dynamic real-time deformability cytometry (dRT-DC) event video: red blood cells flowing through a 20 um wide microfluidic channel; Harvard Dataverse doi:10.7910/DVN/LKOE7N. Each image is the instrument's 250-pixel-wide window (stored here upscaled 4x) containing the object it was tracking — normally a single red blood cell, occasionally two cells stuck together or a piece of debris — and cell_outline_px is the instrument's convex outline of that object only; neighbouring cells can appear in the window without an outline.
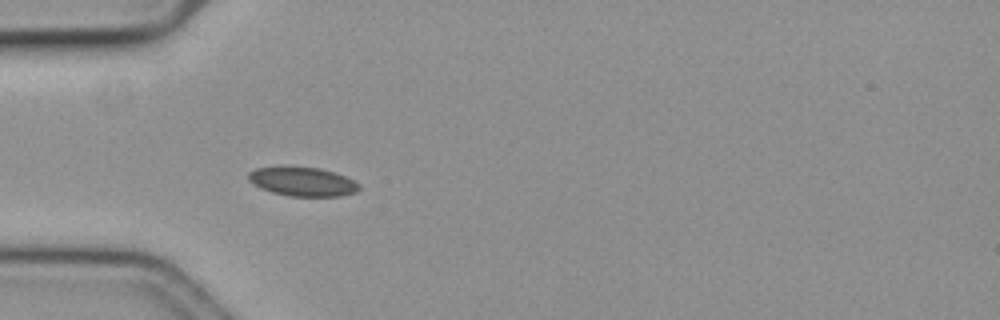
{"species": "common noctule bat (a hibernating species)", "species_latin": "Nyctalus noctula", "temperature_condition": "cold", "stored_images_in_passage": 41, "camera_frame_rate_fps": 3000, "um_per_image_px": 0.085, "animal": {"sex": "female", "body_mass_g": 19.3, "forearm_length_mm": 54.1}, "frame": {"image": 1, "passage_image": 1, "time_ms": 0.0, "image_size_px": [1000, 320], "cell_outline_px": [[360, 188], [356, 192], [340, 196], [292, 196], [272, 192], [260, 188], [248, 180], [248, 172], [256, 168], [284, 164], [320, 168], [344, 176], [360, 184]], "centroid_in_image_um": [25.66, 15.4], "position_along_channel_um": 59.3, "area_um2": 19.13}}
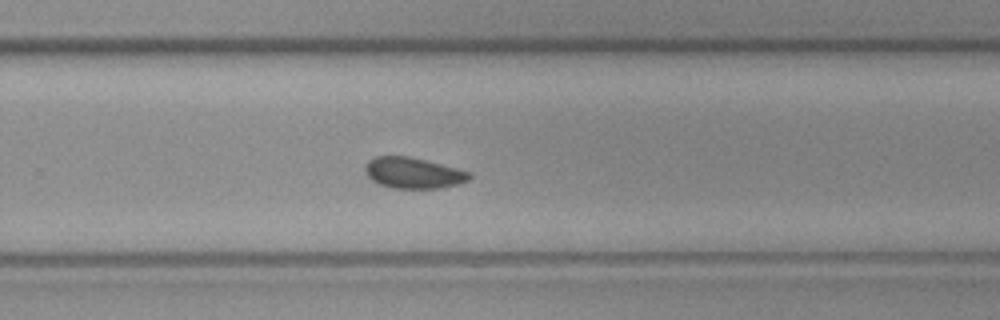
{"frame": {"image": 2, "passage_image": 21, "time_ms": 6.667, "image_size_px": [1000, 320], "cell_outline_px": [[472, 176], [468, 180], [456, 184], [440, 188], [392, 188], [380, 184], [372, 180], [364, 172], [364, 164], [368, 160], [376, 156], [408, 156], [472, 172]], "centroid_in_image_um": [35.09, 14.69], "position_along_channel_um": 294.7, "area_um2": 18.73}}
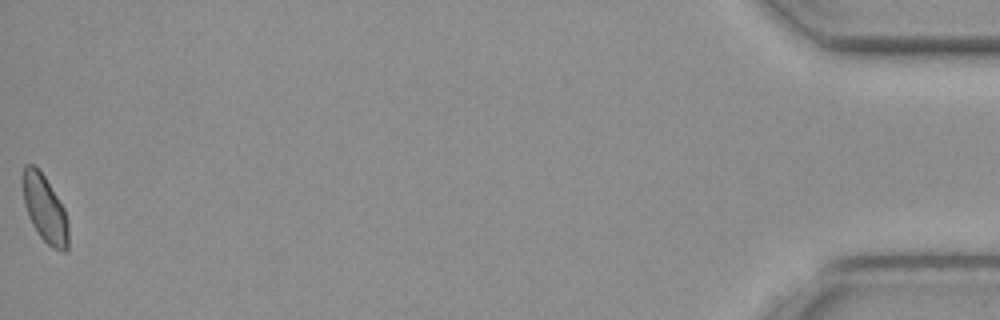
{"frame": {"image": 3, "passage_image": 41, "time_ms": 13.333, "image_size_px": [1000, 320], "cell_outline_px": [[68, 248], [64, 252], [52, 248], [40, 236], [32, 224], [28, 216], [24, 204], [20, 180], [20, 176], [24, 164], [32, 164], [44, 176], [64, 208], [68, 220]], "centroid_in_image_um": [3.77, 17.72], "position_along_channel_um": 431.4, "area_um2": 18.09}, "authors_computed_cell_mechanics": {"area_um2": 18.496, "velocity_mm_per_s": 3.6064, "shape_relaxation_time_tau1_ms": null, "shape_relaxation_time_tau2_ms": 4.2055, "deformation_change_tau1": null, "deformation_change_tau2": 0.0707}}